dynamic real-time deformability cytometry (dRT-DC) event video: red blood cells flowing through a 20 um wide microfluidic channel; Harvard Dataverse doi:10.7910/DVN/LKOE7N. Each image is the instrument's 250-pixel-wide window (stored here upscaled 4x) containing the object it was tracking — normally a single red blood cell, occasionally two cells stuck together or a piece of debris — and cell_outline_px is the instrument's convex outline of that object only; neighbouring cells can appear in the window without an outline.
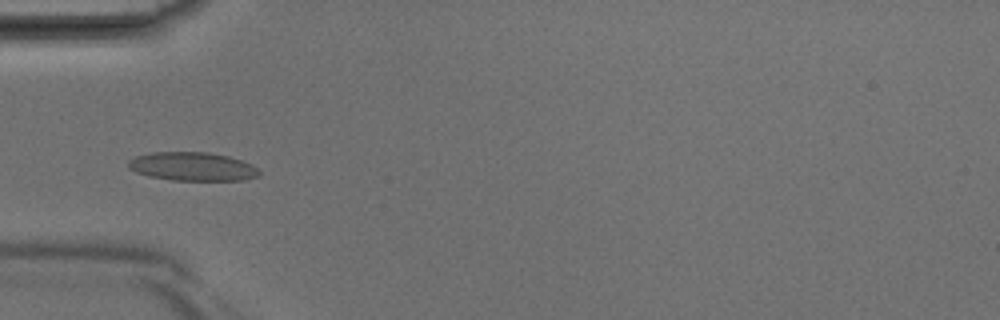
{"species": "Egyptian fruit bat (a non-hibernating species)", "species_latin": "Rousettus aegyptiacus", "temperature_condition": "room temperature", "stored_images_in_passage": 42, "camera_frame_rate_fps": 3000, "um_per_image_px": 0.085, "animal": {"sex": "male"}, "frame": {"image": 1, "passage_image": 14, "time_ms": 4.333, "image_size_px": [1000, 320], "cell_outline_px": [[260, 176], [244, 180], [172, 180], [148, 176], [136, 172], [128, 168], [128, 160], [136, 156], [152, 152], [208, 152], [228, 156], [252, 164], [260, 172]], "centroid_in_image_um": [16.35, 14.15], "position_along_channel_um": 68.6, "area_um2": 21.85}}
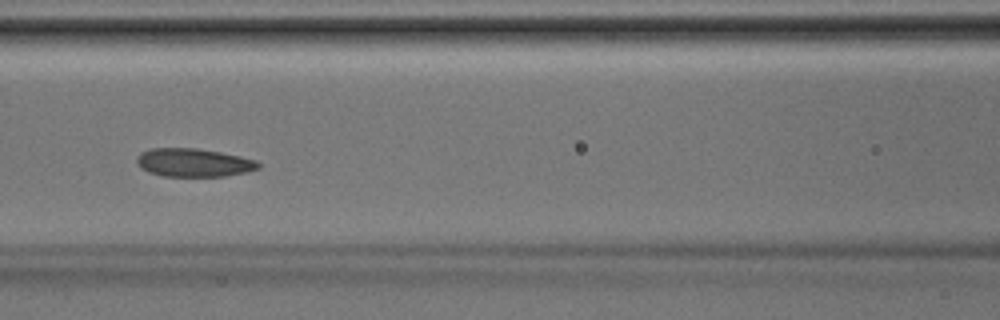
{"frame": {"image": 2, "passage_image": 19, "time_ms": 6.0, "image_size_px": [1000, 320], "cell_outline_px": [[260, 168], [248, 172], [224, 176], [164, 176], [148, 172], [140, 168], [136, 164], [136, 156], [140, 152], [152, 148], [196, 148], [220, 152], [240, 156], [256, 160], [260, 164]], "centroid_in_image_um": [16.44, 13.82], "position_along_channel_um": 150.2, "area_um2": 20.23}}
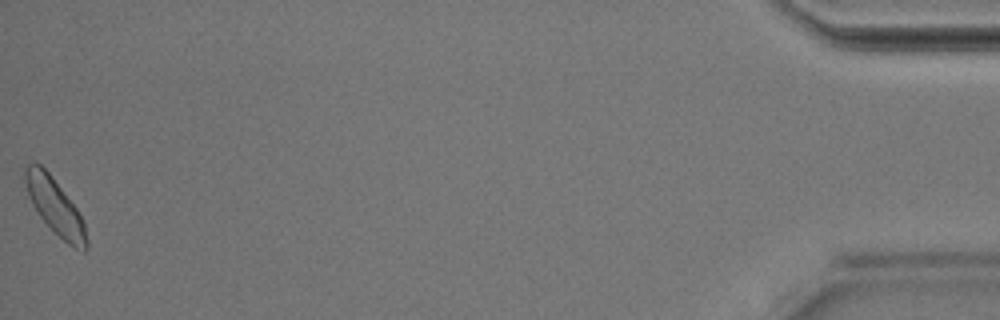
{"frame": {"image": 3, "passage_image": 42, "time_ms": 13.667, "image_size_px": [1000, 320], "cell_outline_px": [[88, 248], [84, 252], [68, 244], [40, 216], [32, 204], [24, 180], [24, 168], [28, 164], [36, 160], [48, 172], [76, 208], [84, 220], [88, 240]], "centroid_in_image_um": [4.69, 17.54], "position_along_channel_um": 430.5, "area_um2": 19.65}}